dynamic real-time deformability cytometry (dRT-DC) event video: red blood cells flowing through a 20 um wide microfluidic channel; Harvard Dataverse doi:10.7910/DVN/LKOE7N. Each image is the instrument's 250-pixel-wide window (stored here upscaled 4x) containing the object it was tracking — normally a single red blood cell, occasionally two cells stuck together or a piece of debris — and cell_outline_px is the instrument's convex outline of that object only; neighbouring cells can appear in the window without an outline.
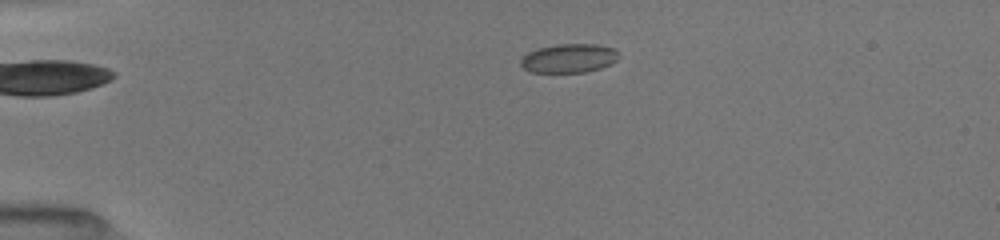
{"species": "common noctule bat (a hibernating species)", "species_latin": "Nyctalus noctula", "temperature_condition": "room temperature", "stored_images_in_passage": 21, "camera_frame_rate_fps": 3000, "um_per_image_px": 0.085, "animal": {"sex": "female", "body_mass_g": 19.5, "forearm_length_mm": 54.1}, "frame": {"image": 1, "passage_image": 2, "time_ms": 1.0, "image_size_px": [1000, 240], "cell_outline_px": [[616, 60], [612, 64], [600, 68], [584, 72], [528, 72], [520, 64], [520, 60], [528, 52], [536, 48], [556, 44], [596, 44], [612, 48], [616, 52]], "centroid_in_image_um": [48.3, 4.95], "position_along_channel_um": 36.7, "area_um2": 16.42}}
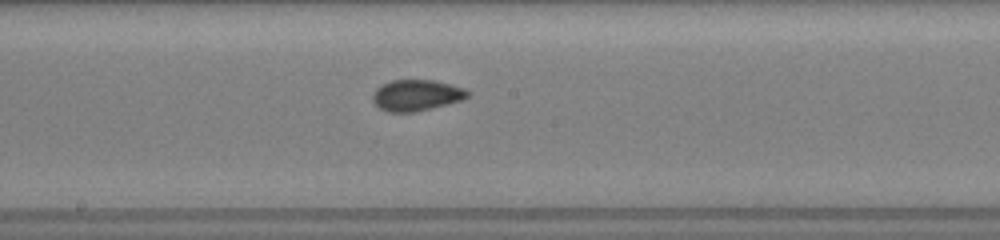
{"frame": {"image": 2, "passage_image": 10, "time_ms": 6.667, "image_size_px": [1000, 240], "cell_outline_px": [[472, 92], [468, 96], [460, 100], [412, 112], [388, 112], [380, 108], [372, 100], [372, 96], [376, 88], [380, 84], [392, 80], [436, 80], [464, 88]], "centroid_in_image_um": [35.37, 8.07], "position_along_channel_um": 212.8, "area_um2": 17.05}}
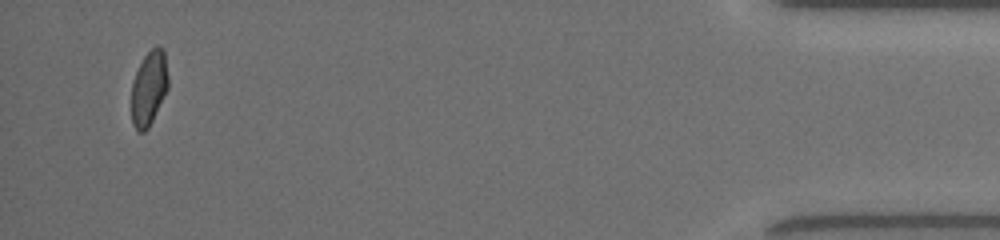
{"frame": {"image": 3, "passage_image": 21, "time_ms": 13.667, "image_size_px": [1000, 240], "cell_outline_px": [[168, 88], [148, 128], [144, 132], [136, 132], [132, 124], [132, 80], [144, 56], [156, 44], [164, 52], [168, 76]], "centroid_in_image_um": [12.65, 7.51], "position_along_channel_um": 422.6, "area_um2": 15.84}, "authors_computed_cell_mechanics": {"area_um2": 16.6464, "velocity_mm_per_s": 4.0067, "shape_relaxation_time_tau1_ms": null, "shape_relaxation_time_tau2_ms": 1.1563, "deformation_change_tau1": null, "deformation_change_tau2": 0.0512}}